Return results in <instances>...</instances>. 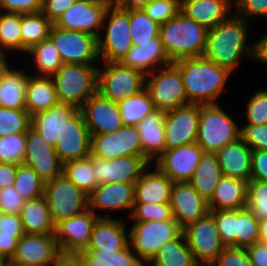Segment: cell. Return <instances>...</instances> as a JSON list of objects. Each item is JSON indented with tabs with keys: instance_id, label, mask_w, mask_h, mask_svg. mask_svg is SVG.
<instances>
[{
	"instance_id": "52a82bcc",
	"label": "cell",
	"mask_w": 267,
	"mask_h": 266,
	"mask_svg": "<svg viewBox=\"0 0 267 266\" xmlns=\"http://www.w3.org/2000/svg\"><path fill=\"white\" fill-rule=\"evenodd\" d=\"M145 89L156 110L166 112L190 105L181 72L173 62L145 75Z\"/></svg>"
},
{
	"instance_id": "816d5d0a",
	"label": "cell",
	"mask_w": 267,
	"mask_h": 266,
	"mask_svg": "<svg viewBox=\"0 0 267 266\" xmlns=\"http://www.w3.org/2000/svg\"><path fill=\"white\" fill-rule=\"evenodd\" d=\"M253 93L245 106V125L267 124V89H258Z\"/></svg>"
},
{
	"instance_id": "9f6ffc18",
	"label": "cell",
	"mask_w": 267,
	"mask_h": 266,
	"mask_svg": "<svg viewBox=\"0 0 267 266\" xmlns=\"http://www.w3.org/2000/svg\"><path fill=\"white\" fill-rule=\"evenodd\" d=\"M210 266H254L246 248L225 247Z\"/></svg>"
},
{
	"instance_id": "1f68e13d",
	"label": "cell",
	"mask_w": 267,
	"mask_h": 266,
	"mask_svg": "<svg viewBox=\"0 0 267 266\" xmlns=\"http://www.w3.org/2000/svg\"><path fill=\"white\" fill-rule=\"evenodd\" d=\"M26 110L30 116L47 111L59 103L52 77L29 74L25 94Z\"/></svg>"
},
{
	"instance_id": "8fae6325",
	"label": "cell",
	"mask_w": 267,
	"mask_h": 266,
	"mask_svg": "<svg viewBox=\"0 0 267 266\" xmlns=\"http://www.w3.org/2000/svg\"><path fill=\"white\" fill-rule=\"evenodd\" d=\"M189 249L200 266H210L226 247L220 238L214 216L208 212L182 229Z\"/></svg>"
},
{
	"instance_id": "4fadbf2b",
	"label": "cell",
	"mask_w": 267,
	"mask_h": 266,
	"mask_svg": "<svg viewBox=\"0 0 267 266\" xmlns=\"http://www.w3.org/2000/svg\"><path fill=\"white\" fill-rule=\"evenodd\" d=\"M91 154L111 160L124 156L143 157L141 137L136 126L123 125L112 133L91 136Z\"/></svg>"
},
{
	"instance_id": "f1b7e54d",
	"label": "cell",
	"mask_w": 267,
	"mask_h": 266,
	"mask_svg": "<svg viewBox=\"0 0 267 266\" xmlns=\"http://www.w3.org/2000/svg\"><path fill=\"white\" fill-rule=\"evenodd\" d=\"M222 175L249 181L252 149L241 139L227 144L216 153Z\"/></svg>"
},
{
	"instance_id": "f35d334b",
	"label": "cell",
	"mask_w": 267,
	"mask_h": 266,
	"mask_svg": "<svg viewBox=\"0 0 267 266\" xmlns=\"http://www.w3.org/2000/svg\"><path fill=\"white\" fill-rule=\"evenodd\" d=\"M26 55L33 58L34 68L38 71L37 74H32L35 76L52 77L63 65L58 50L50 38L33 45L27 50Z\"/></svg>"
},
{
	"instance_id": "bcb514c9",
	"label": "cell",
	"mask_w": 267,
	"mask_h": 266,
	"mask_svg": "<svg viewBox=\"0 0 267 266\" xmlns=\"http://www.w3.org/2000/svg\"><path fill=\"white\" fill-rule=\"evenodd\" d=\"M98 266H146L131 250L130 245L120 251H103L100 249H85Z\"/></svg>"
},
{
	"instance_id": "d6a6232c",
	"label": "cell",
	"mask_w": 267,
	"mask_h": 266,
	"mask_svg": "<svg viewBox=\"0 0 267 266\" xmlns=\"http://www.w3.org/2000/svg\"><path fill=\"white\" fill-rule=\"evenodd\" d=\"M19 215L25 233L39 235L55 233V223L52 220L45 195L26 200Z\"/></svg>"
},
{
	"instance_id": "e7e4bbea",
	"label": "cell",
	"mask_w": 267,
	"mask_h": 266,
	"mask_svg": "<svg viewBox=\"0 0 267 266\" xmlns=\"http://www.w3.org/2000/svg\"><path fill=\"white\" fill-rule=\"evenodd\" d=\"M18 238L14 234H0V260L10 261L17 248Z\"/></svg>"
},
{
	"instance_id": "f5cc1de1",
	"label": "cell",
	"mask_w": 267,
	"mask_h": 266,
	"mask_svg": "<svg viewBox=\"0 0 267 266\" xmlns=\"http://www.w3.org/2000/svg\"><path fill=\"white\" fill-rule=\"evenodd\" d=\"M141 9L161 25L177 16L180 12V0H150Z\"/></svg>"
},
{
	"instance_id": "34e18365",
	"label": "cell",
	"mask_w": 267,
	"mask_h": 266,
	"mask_svg": "<svg viewBox=\"0 0 267 266\" xmlns=\"http://www.w3.org/2000/svg\"><path fill=\"white\" fill-rule=\"evenodd\" d=\"M83 266H98L96 260L93 259L87 252L83 251Z\"/></svg>"
},
{
	"instance_id": "8c879c8a",
	"label": "cell",
	"mask_w": 267,
	"mask_h": 266,
	"mask_svg": "<svg viewBox=\"0 0 267 266\" xmlns=\"http://www.w3.org/2000/svg\"><path fill=\"white\" fill-rule=\"evenodd\" d=\"M11 64H9V60L7 59V53L0 51V80L4 76V74L9 70Z\"/></svg>"
},
{
	"instance_id": "836d02e7",
	"label": "cell",
	"mask_w": 267,
	"mask_h": 266,
	"mask_svg": "<svg viewBox=\"0 0 267 266\" xmlns=\"http://www.w3.org/2000/svg\"><path fill=\"white\" fill-rule=\"evenodd\" d=\"M77 110L76 107L58 103L44 112L31 116V127L50 145H56L57 134L66 120Z\"/></svg>"
},
{
	"instance_id": "44dd1931",
	"label": "cell",
	"mask_w": 267,
	"mask_h": 266,
	"mask_svg": "<svg viewBox=\"0 0 267 266\" xmlns=\"http://www.w3.org/2000/svg\"><path fill=\"white\" fill-rule=\"evenodd\" d=\"M100 217L90 209L55 224V239L62 251H84L89 245L95 223Z\"/></svg>"
},
{
	"instance_id": "7a4b0ae2",
	"label": "cell",
	"mask_w": 267,
	"mask_h": 266,
	"mask_svg": "<svg viewBox=\"0 0 267 266\" xmlns=\"http://www.w3.org/2000/svg\"><path fill=\"white\" fill-rule=\"evenodd\" d=\"M173 63L181 72L190 104H218L217 100L227 90L226 83L233 74L203 56L184 58Z\"/></svg>"
},
{
	"instance_id": "484cf974",
	"label": "cell",
	"mask_w": 267,
	"mask_h": 266,
	"mask_svg": "<svg viewBox=\"0 0 267 266\" xmlns=\"http://www.w3.org/2000/svg\"><path fill=\"white\" fill-rule=\"evenodd\" d=\"M147 167L134 186V203H170L174 182L156 166ZM148 169V170H147Z\"/></svg>"
},
{
	"instance_id": "74e56055",
	"label": "cell",
	"mask_w": 267,
	"mask_h": 266,
	"mask_svg": "<svg viewBox=\"0 0 267 266\" xmlns=\"http://www.w3.org/2000/svg\"><path fill=\"white\" fill-rule=\"evenodd\" d=\"M53 23L42 13L21 14V53L49 38Z\"/></svg>"
},
{
	"instance_id": "89a4df30",
	"label": "cell",
	"mask_w": 267,
	"mask_h": 266,
	"mask_svg": "<svg viewBox=\"0 0 267 266\" xmlns=\"http://www.w3.org/2000/svg\"><path fill=\"white\" fill-rule=\"evenodd\" d=\"M253 44V58L267 65V34Z\"/></svg>"
},
{
	"instance_id": "9a60e30c",
	"label": "cell",
	"mask_w": 267,
	"mask_h": 266,
	"mask_svg": "<svg viewBox=\"0 0 267 266\" xmlns=\"http://www.w3.org/2000/svg\"><path fill=\"white\" fill-rule=\"evenodd\" d=\"M91 135L83 114L77 109L63 124L57 134L55 150L64 164L68 161L84 159L91 154Z\"/></svg>"
},
{
	"instance_id": "603a6c76",
	"label": "cell",
	"mask_w": 267,
	"mask_h": 266,
	"mask_svg": "<svg viewBox=\"0 0 267 266\" xmlns=\"http://www.w3.org/2000/svg\"><path fill=\"white\" fill-rule=\"evenodd\" d=\"M134 183H104L98 185L89 195V209L100 218L111 216L98 211H127L129 215L134 204ZM130 210V211H129Z\"/></svg>"
},
{
	"instance_id": "83f0119b",
	"label": "cell",
	"mask_w": 267,
	"mask_h": 266,
	"mask_svg": "<svg viewBox=\"0 0 267 266\" xmlns=\"http://www.w3.org/2000/svg\"><path fill=\"white\" fill-rule=\"evenodd\" d=\"M233 7V0H180V12L208 29L227 20Z\"/></svg>"
},
{
	"instance_id": "6125c7cd",
	"label": "cell",
	"mask_w": 267,
	"mask_h": 266,
	"mask_svg": "<svg viewBox=\"0 0 267 266\" xmlns=\"http://www.w3.org/2000/svg\"><path fill=\"white\" fill-rule=\"evenodd\" d=\"M250 180L267 182V150H252Z\"/></svg>"
},
{
	"instance_id": "11e5206c",
	"label": "cell",
	"mask_w": 267,
	"mask_h": 266,
	"mask_svg": "<svg viewBox=\"0 0 267 266\" xmlns=\"http://www.w3.org/2000/svg\"><path fill=\"white\" fill-rule=\"evenodd\" d=\"M7 266H35L29 264H17V263H7Z\"/></svg>"
},
{
	"instance_id": "ee69618b",
	"label": "cell",
	"mask_w": 267,
	"mask_h": 266,
	"mask_svg": "<svg viewBox=\"0 0 267 266\" xmlns=\"http://www.w3.org/2000/svg\"><path fill=\"white\" fill-rule=\"evenodd\" d=\"M129 25L132 42H145L160 37V25L142 9H129Z\"/></svg>"
},
{
	"instance_id": "b9fcfbb0",
	"label": "cell",
	"mask_w": 267,
	"mask_h": 266,
	"mask_svg": "<svg viewBox=\"0 0 267 266\" xmlns=\"http://www.w3.org/2000/svg\"><path fill=\"white\" fill-rule=\"evenodd\" d=\"M3 212L0 210V222H1V219H2V217H3Z\"/></svg>"
},
{
	"instance_id": "d6986e66",
	"label": "cell",
	"mask_w": 267,
	"mask_h": 266,
	"mask_svg": "<svg viewBox=\"0 0 267 266\" xmlns=\"http://www.w3.org/2000/svg\"><path fill=\"white\" fill-rule=\"evenodd\" d=\"M91 162L97 185L104 183H136L142 172L149 167L143 157L124 156L111 160L91 154Z\"/></svg>"
},
{
	"instance_id": "f6af8a7d",
	"label": "cell",
	"mask_w": 267,
	"mask_h": 266,
	"mask_svg": "<svg viewBox=\"0 0 267 266\" xmlns=\"http://www.w3.org/2000/svg\"><path fill=\"white\" fill-rule=\"evenodd\" d=\"M13 186L25 200L44 195L45 183L31 167L25 164L17 165V174Z\"/></svg>"
},
{
	"instance_id": "8992f818",
	"label": "cell",
	"mask_w": 267,
	"mask_h": 266,
	"mask_svg": "<svg viewBox=\"0 0 267 266\" xmlns=\"http://www.w3.org/2000/svg\"><path fill=\"white\" fill-rule=\"evenodd\" d=\"M101 30L97 38L100 59L102 62H119L133 45L130 37L129 9L122 8L113 1L106 11Z\"/></svg>"
},
{
	"instance_id": "a7ac6f4b",
	"label": "cell",
	"mask_w": 267,
	"mask_h": 266,
	"mask_svg": "<svg viewBox=\"0 0 267 266\" xmlns=\"http://www.w3.org/2000/svg\"><path fill=\"white\" fill-rule=\"evenodd\" d=\"M17 165L0 162V189L15 183Z\"/></svg>"
},
{
	"instance_id": "2a66077c",
	"label": "cell",
	"mask_w": 267,
	"mask_h": 266,
	"mask_svg": "<svg viewBox=\"0 0 267 266\" xmlns=\"http://www.w3.org/2000/svg\"><path fill=\"white\" fill-rule=\"evenodd\" d=\"M0 266H7L6 261L0 260Z\"/></svg>"
},
{
	"instance_id": "277c9868",
	"label": "cell",
	"mask_w": 267,
	"mask_h": 266,
	"mask_svg": "<svg viewBox=\"0 0 267 266\" xmlns=\"http://www.w3.org/2000/svg\"><path fill=\"white\" fill-rule=\"evenodd\" d=\"M96 65L63 64L52 76L59 103L80 109L97 92Z\"/></svg>"
},
{
	"instance_id": "94428289",
	"label": "cell",
	"mask_w": 267,
	"mask_h": 266,
	"mask_svg": "<svg viewBox=\"0 0 267 266\" xmlns=\"http://www.w3.org/2000/svg\"><path fill=\"white\" fill-rule=\"evenodd\" d=\"M77 0H43L42 13L54 24Z\"/></svg>"
},
{
	"instance_id": "f546056e",
	"label": "cell",
	"mask_w": 267,
	"mask_h": 266,
	"mask_svg": "<svg viewBox=\"0 0 267 266\" xmlns=\"http://www.w3.org/2000/svg\"><path fill=\"white\" fill-rule=\"evenodd\" d=\"M165 111L156 110L137 125L144 159L150 164L165 151Z\"/></svg>"
},
{
	"instance_id": "e575fe53",
	"label": "cell",
	"mask_w": 267,
	"mask_h": 266,
	"mask_svg": "<svg viewBox=\"0 0 267 266\" xmlns=\"http://www.w3.org/2000/svg\"><path fill=\"white\" fill-rule=\"evenodd\" d=\"M10 67L0 80V107L26 109L25 94L29 73Z\"/></svg>"
},
{
	"instance_id": "ac0fdd59",
	"label": "cell",
	"mask_w": 267,
	"mask_h": 266,
	"mask_svg": "<svg viewBox=\"0 0 267 266\" xmlns=\"http://www.w3.org/2000/svg\"><path fill=\"white\" fill-rule=\"evenodd\" d=\"M204 153L196 142L167 149L154 161V166L174 183L189 182Z\"/></svg>"
},
{
	"instance_id": "6f0895ef",
	"label": "cell",
	"mask_w": 267,
	"mask_h": 266,
	"mask_svg": "<svg viewBox=\"0 0 267 266\" xmlns=\"http://www.w3.org/2000/svg\"><path fill=\"white\" fill-rule=\"evenodd\" d=\"M235 15L246 19L267 17V0H233Z\"/></svg>"
},
{
	"instance_id": "cb8c5ba5",
	"label": "cell",
	"mask_w": 267,
	"mask_h": 266,
	"mask_svg": "<svg viewBox=\"0 0 267 266\" xmlns=\"http://www.w3.org/2000/svg\"><path fill=\"white\" fill-rule=\"evenodd\" d=\"M173 218L183 229L209 212L206 201L189 182H176L170 198Z\"/></svg>"
},
{
	"instance_id": "f907efd6",
	"label": "cell",
	"mask_w": 267,
	"mask_h": 266,
	"mask_svg": "<svg viewBox=\"0 0 267 266\" xmlns=\"http://www.w3.org/2000/svg\"><path fill=\"white\" fill-rule=\"evenodd\" d=\"M246 207L251 210L258 221L267 219V182L248 181Z\"/></svg>"
},
{
	"instance_id": "9c48e42d",
	"label": "cell",
	"mask_w": 267,
	"mask_h": 266,
	"mask_svg": "<svg viewBox=\"0 0 267 266\" xmlns=\"http://www.w3.org/2000/svg\"><path fill=\"white\" fill-rule=\"evenodd\" d=\"M97 70V92L104 98L119 104L125 98L145 88V75L119 62H102Z\"/></svg>"
},
{
	"instance_id": "91938a15",
	"label": "cell",
	"mask_w": 267,
	"mask_h": 266,
	"mask_svg": "<svg viewBox=\"0 0 267 266\" xmlns=\"http://www.w3.org/2000/svg\"><path fill=\"white\" fill-rule=\"evenodd\" d=\"M43 0H0V11L7 13H37L42 11Z\"/></svg>"
},
{
	"instance_id": "2e32d148",
	"label": "cell",
	"mask_w": 267,
	"mask_h": 266,
	"mask_svg": "<svg viewBox=\"0 0 267 266\" xmlns=\"http://www.w3.org/2000/svg\"><path fill=\"white\" fill-rule=\"evenodd\" d=\"M23 164L31 167L44 183L63 175V163L55 147L48 144L32 127L26 132Z\"/></svg>"
},
{
	"instance_id": "11a10c76",
	"label": "cell",
	"mask_w": 267,
	"mask_h": 266,
	"mask_svg": "<svg viewBox=\"0 0 267 266\" xmlns=\"http://www.w3.org/2000/svg\"><path fill=\"white\" fill-rule=\"evenodd\" d=\"M241 139L252 150H267V124L264 125H242Z\"/></svg>"
},
{
	"instance_id": "d590c367",
	"label": "cell",
	"mask_w": 267,
	"mask_h": 266,
	"mask_svg": "<svg viewBox=\"0 0 267 266\" xmlns=\"http://www.w3.org/2000/svg\"><path fill=\"white\" fill-rule=\"evenodd\" d=\"M146 266H199L189 249L183 231L167 241Z\"/></svg>"
},
{
	"instance_id": "b9f144b4",
	"label": "cell",
	"mask_w": 267,
	"mask_h": 266,
	"mask_svg": "<svg viewBox=\"0 0 267 266\" xmlns=\"http://www.w3.org/2000/svg\"><path fill=\"white\" fill-rule=\"evenodd\" d=\"M63 175L87 195H90L98 186L91 162V154L87 158L64 163Z\"/></svg>"
},
{
	"instance_id": "7402d4cb",
	"label": "cell",
	"mask_w": 267,
	"mask_h": 266,
	"mask_svg": "<svg viewBox=\"0 0 267 266\" xmlns=\"http://www.w3.org/2000/svg\"><path fill=\"white\" fill-rule=\"evenodd\" d=\"M80 110L91 136L112 133L124 125L119 105L98 92L92 95Z\"/></svg>"
},
{
	"instance_id": "4316f807",
	"label": "cell",
	"mask_w": 267,
	"mask_h": 266,
	"mask_svg": "<svg viewBox=\"0 0 267 266\" xmlns=\"http://www.w3.org/2000/svg\"><path fill=\"white\" fill-rule=\"evenodd\" d=\"M126 223L119 218H99L94 225L86 249L120 251L129 245V231Z\"/></svg>"
},
{
	"instance_id": "3957f363",
	"label": "cell",
	"mask_w": 267,
	"mask_h": 266,
	"mask_svg": "<svg viewBox=\"0 0 267 266\" xmlns=\"http://www.w3.org/2000/svg\"><path fill=\"white\" fill-rule=\"evenodd\" d=\"M208 28L179 12L160 25L159 35L171 62L201 57L206 47Z\"/></svg>"
},
{
	"instance_id": "be15d7a7",
	"label": "cell",
	"mask_w": 267,
	"mask_h": 266,
	"mask_svg": "<svg viewBox=\"0 0 267 266\" xmlns=\"http://www.w3.org/2000/svg\"><path fill=\"white\" fill-rule=\"evenodd\" d=\"M0 234H14L18 239L25 232L21 221V216L17 214H3L0 222Z\"/></svg>"
},
{
	"instance_id": "5bb4252c",
	"label": "cell",
	"mask_w": 267,
	"mask_h": 266,
	"mask_svg": "<svg viewBox=\"0 0 267 266\" xmlns=\"http://www.w3.org/2000/svg\"><path fill=\"white\" fill-rule=\"evenodd\" d=\"M112 0H77L54 23L69 31L85 32L98 38Z\"/></svg>"
},
{
	"instance_id": "d4e9b609",
	"label": "cell",
	"mask_w": 267,
	"mask_h": 266,
	"mask_svg": "<svg viewBox=\"0 0 267 266\" xmlns=\"http://www.w3.org/2000/svg\"><path fill=\"white\" fill-rule=\"evenodd\" d=\"M131 49L119 63L147 75L155 69L171 64L160 37L145 42H132Z\"/></svg>"
},
{
	"instance_id": "5b68a950",
	"label": "cell",
	"mask_w": 267,
	"mask_h": 266,
	"mask_svg": "<svg viewBox=\"0 0 267 266\" xmlns=\"http://www.w3.org/2000/svg\"><path fill=\"white\" fill-rule=\"evenodd\" d=\"M229 115L219 104L200 105L196 143L205 153H216L241 138V126Z\"/></svg>"
},
{
	"instance_id": "db71d44e",
	"label": "cell",
	"mask_w": 267,
	"mask_h": 266,
	"mask_svg": "<svg viewBox=\"0 0 267 266\" xmlns=\"http://www.w3.org/2000/svg\"><path fill=\"white\" fill-rule=\"evenodd\" d=\"M214 216L222 243L235 247L234 210H209Z\"/></svg>"
},
{
	"instance_id": "753ad0ef",
	"label": "cell",
	"mask_w": 267,
	"mask_h": 266,
	"mask_svg": "<svg viewBox=\"0 0 267 266\" xmlns=\"http://www.w3.org/2000/svg\"><path fill=\"white\" fill-rule=\"evenodd\" d=\"M260 242L267 244V219L259 221Z\"/></svg>"
},
{
	"instance_id": "7c38bea8",
	"label": "cell",
	"mask_w": 267,
	"mask_h": 266,
	"mask_svg": "<svg viewBox=\"0 0 267 266\" xmlns=\"http://www.w3.org/2000/svg\"><path fill=\"white\" fill-rule=\"evenodd\" d=\"M49 38L58 50L63 64L96 65L95 63L100 59L96 36L85 32L64 30L53 24Z\"/></svg>"
},
{
	"instance_id": "2644e50d",
	"label": "cell",
	"mask_w": 267,
	"mask_h": 266,
	"mask_svg": "<svg viewBox=\"0 0 267 266\" xmlns=\"http://www.w3.org/2000/svg\"><path fill=\"white\" fill-rule=\"evenodd\" d=\"M150 0H117L116 2L125 9H141Z\"/></svg>"
},
{
	"instance_id": "7dc6e473",
	"label": "cell",
	"mask_w": 267,
	"mask_h": 266,
	"mask_svg": "<svg viewBox=\"0 0 267 266\" xmlns=\"http://www.w3.org/2000/svg\"><path fill=\"white\" fill-rule=\"evenodd\" d=\"M31 127V116L26 109L0 107V137L24 134Z\"/></svg>"
},
{
	"instance_id": "03108f58",
	"label": "cell",
	"mask_w": 267,
	"mask_h": 266,
	"mask_svg": "<svg viewBox=\"0 0 267 266\" xmlns=\"http://www.w3.org/2000/svg\"><path fill=\"white\" fill-rule=\"evenodd\" d=\"M246 250L254 266H267V244L257 242Z\"/></svg>"
},
{
	"instance_id": "60d3db41",
	"label": "cell",
	"mask_w": 267,
	"mask_h": 266,
	"mask_svg": "<svg viewBox=\"0 0 267 266\" xmlns=\"http://www.w3.org/2000/svg\"><path fill=\"white\" fill-rule=\"evenodd\" d=\"M235 247L247 248L260 242L259 221L247 207L234 210Z\"/></svg>"
},
{
	"instance_id": "4dcf8cb0",
	"label": "cell",
	"mask_w": 267,
	"mask_h": 266,
	"mask_svg": "<svg viewBox=\"0 0 267 266\" xmlns=\"http://www.w3.org/2000/svg\"><path fill=\"white\" fill-rule=\"evenodd\" d=\"M248 182L222 176L208 201L209 210H237L246 207Z\"/></svg>"
},
{
	"instance_id": "ffe728a7",
	"label": "cell",
	"mask_w": 267,
	"mask_h": 266,
	"mask_svg": "<svg viewBox=\"0 0 267 266\" xmlns=\"http://www.w3.org/2000/svg\"><path fill=\"white\" fill-rule=\"evenodd\" d=\"M59 252L60 248L54 234L25 233L18 239L14 256L6 263L54 266Z\"/></svg>"
},
{
	"instance_id": "7bdbcfd3",
	"label": "cell",
	"mask_w": 267,
	"mask_h": 266,
	"mask_svg": "<svg viewBox=\"0 0 267 266\" xmlns=\"http://www.w3.org/2000/svg\"><path fill=\"white\" fill-rule=\"evenodd\" d=\"M20 26L21 14L0 11V51L21 52Z\"/></svg>"
},
{
	"instance_id": "30bf717a",
	"label": "cell",
	"mask_w": 267,
	"mask_h": 266,
	"mask_svg": "<svg viewBox=\"0 0 267 266\" xmlns=\"http://www.w3.org/2000/svg\"><path fill=\"white\" fill-rule=\"evenodd\" d=\"M44 195L55 224L89 210V195L64 175L45 183Z\"/></svg>"
},
{
	"instance_id": "680465c9",
	"label": "cell",
	"mask_w": 267,
	"mask_h": 266,
	"mask_svg": "<svg viewBox=\"0 0 267 266\" xmlns=\"http://www.w3.org/2000/svg\"><path fill=\"white\" fill-rule=\"evenodd\" d=\"M25 202L26 200L13 185L0 189V210L4 214L19 215Z\"/></svg>"
},
{
	"instance_id": "8d00e7d4",
	"label": "cell",
	"mask_w": 267,
	"mask_h": 266,
	"mask_svg": "<svg viewBox=\"0 0 267 266\" xmlns=\"http://www.w3.org/2000/svg\"><path fill=\"white\" fill-rule=\"evenodd\" d=\"M222 176L216 154L204 153L189 183L206 201H209Z\"/></svg>"
},
{
	"instance_id": "6da1fadb",
	"label": "cell",
	"mask_w": 267,
	"mask_h": 266,
	"mask_svg": "<svg viewBox=\"0 0 267 266\" xmlns=\"http://www.w3.org/2000/svg\"><path fill=\"white\" fill-rule=\"evenodd\" d=\"M248 22L232 13L227 20L209 28L203 57L231 73L239 66L242 57L253 59L254 44L248 42Z\"/></svg>"
},
{
	"instance_id": "681fc988",
	"label": "cell",
	"mask_w": 267,
	"mask_h": 266,
	"mask_svg": "<svg viewBox=\"0 0 267 266\" xmlns=\"http://www.w3.org/2000/svg\"><path fill=\"white\" fill-rule=\"evenodd\" d=\"M129 217L134 221L175 220L170 203H134Z\"/></svg>"
},
{
	"instance_id": "ab89813d",
	"label": "cell",
	"mask_w": 267,
	"mask_h": 266,
	"mask_svg": "<svg viewBox=\"0 0 267 266\" xmlns=\"http://www.w3.org/2000/svg\"><path fill=\"white\" fill-rule=\"evenodd\" d=\"M122 122L124 125L136 126L156 108L148 91L144 88L135 95L128 96L119 104Z\"/></svg>"
},
{
	"instance_id": "ba28073f",
	"label": "cell",
	"mask_w": 267,
	"mask_h": 266,
	"mask_svg": "<svg viewBox=\"0 0 267 266\" xmlns=\"http://www.w3.org/2000/svg\"><path fill=\"white\" fill-rule=\"evenodd\" d=\"M129 230V245L147 265L167 242L176 238L182 228L175 220L133 221Z\"/></svg>"
},
{
	"instance_id": "c3c4849f",
	"label": "cell",
	"mask_w": 267,
	"mask_h": 266,
	"mask_svg": "<svg viewBox=\"0 0 267 266\" xmlns=\"http://www.w3.org/2000/svg\"><path fill=\"white\" fill-rule=\"evenodd\" d=\"M26 148V133L0 137V162L23 164Z\"/></svg>"
},
{
	"instance_id": "e0dca14e",
	"label": "cell",
	"mask_w": 267,
	"mask_h": 266,
	"mask_svg": "<svg viewBox=\"0 0 267 266\" xmlns=\"http://www.w3.org/2000/svg\"><path fill=\"white\" fill-rule=\"evenodd\" d=\"M200 104L165 112V150L195 143L198 136Z\"/></svg>"
},
{
	"instance_id": "003e7915",
	"label": "cell",
	"mask_w": 267,
	"mask_h": 266,
	"mask_svg": "<svg viewBox=\"0 0 267 266\" xmlns=\"http://www.w3.org/2000/svg\"><path fill=\"white\" fill-rule=\"evenodd\" d=\"M54 266H83V251L60 250Z\"/></svg>"
}]
</instances>
